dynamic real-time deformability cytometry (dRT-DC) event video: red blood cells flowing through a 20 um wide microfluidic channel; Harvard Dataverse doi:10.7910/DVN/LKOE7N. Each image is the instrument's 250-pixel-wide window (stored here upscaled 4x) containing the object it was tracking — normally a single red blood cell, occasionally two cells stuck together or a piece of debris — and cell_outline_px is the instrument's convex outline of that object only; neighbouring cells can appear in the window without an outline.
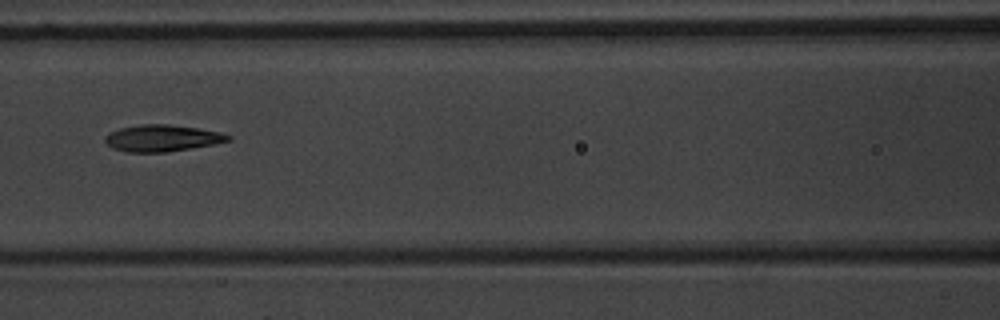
{"species": "common noctule bat (a hibernating species)", "species_latin": "Nyctalus noctula", "temperature_condition": "warm", "stored_images_in_passage": 5, "camera_frame_rate_fps": 3000, "um_per_image_px": 0.085, "animal": {"sex": "male", "body_mass_g": 20.1, "forearm_length_mm": 53.5}, "frame": {"image": 1, "passage_image": 5, "time_ms": 4.667, "image_size_px": [1000, 320], "cell_outline_px": [[232, 140], [212, 144], [168, 152], [128, 152], [112, 148], [104, 140], [104, 136], [108, 132], [120, 128], [140, 124], [168, 124], [196, 128], [220, 132], [232, 136]], "centroid_in_image_um": [13.75, 11.74], "position_along_channel_um": 152.9, "area_um2": 19.07}}